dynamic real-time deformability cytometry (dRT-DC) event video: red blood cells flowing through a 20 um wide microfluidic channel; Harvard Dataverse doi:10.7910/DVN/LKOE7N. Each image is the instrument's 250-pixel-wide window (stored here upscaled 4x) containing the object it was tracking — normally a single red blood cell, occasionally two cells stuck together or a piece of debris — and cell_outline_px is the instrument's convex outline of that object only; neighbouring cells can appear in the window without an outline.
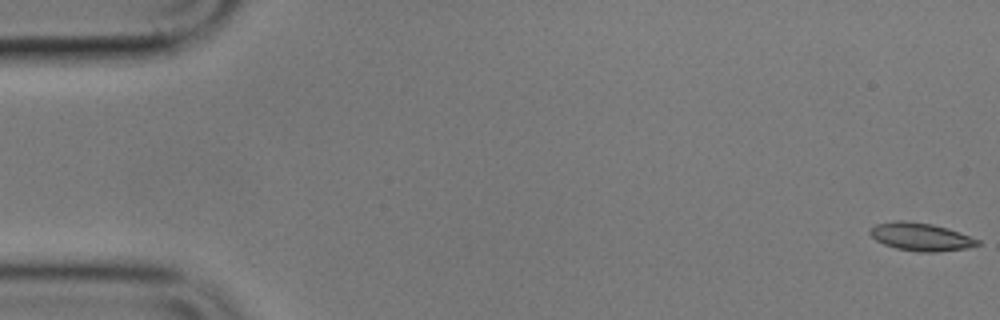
{"species": "common noctule bat (a hibernating species)", "species_latin": "Nyctalus noctula", "temperature_condition": "cold", "stored_images_in_passage": 5, "camera_frame_rate_fps": 3000, "um_per_image_px": 0.085, "animal": {"sex": "male", "body_mass_g": 17.9}, "frame": {"image": 1, "passage_image": 1, "time_ms": 0.0, "image_size_px": [1000, 320], "cell_outline_px": [[980, 244], [968, 248], [936, 252], [916, 252], [896, 248], [884, 244], [876, 240], [868, 232], [876, 224], [896, 220], [904, 220], [932, 224], [948, 228], [960, 232], [980, 240]], "centroid_in_image_um": [78.28, 20.13], "position_along_channel_um": 6.7, "area_um2": 17.57}}
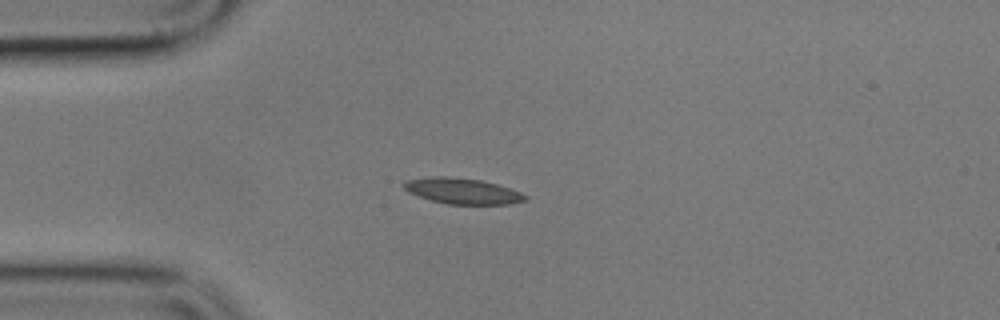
{"frame": {"image": 2, "passage_image": 5, "time_ms": 4.667, "image_size_px": [1000, 320], "cell_outline_px": [[528, 200], [512, 204], [448, 204], [432, 200], [408, 192], [400, 184], [408, 180], [432, 176], [448, 176], [480, 180], [496, 184], [520, 192], [528, 196]], "centroid_in_image_um": [39.31, 16.24], "position_along_channel_um": 45.7, "area_um2": 18.15}}